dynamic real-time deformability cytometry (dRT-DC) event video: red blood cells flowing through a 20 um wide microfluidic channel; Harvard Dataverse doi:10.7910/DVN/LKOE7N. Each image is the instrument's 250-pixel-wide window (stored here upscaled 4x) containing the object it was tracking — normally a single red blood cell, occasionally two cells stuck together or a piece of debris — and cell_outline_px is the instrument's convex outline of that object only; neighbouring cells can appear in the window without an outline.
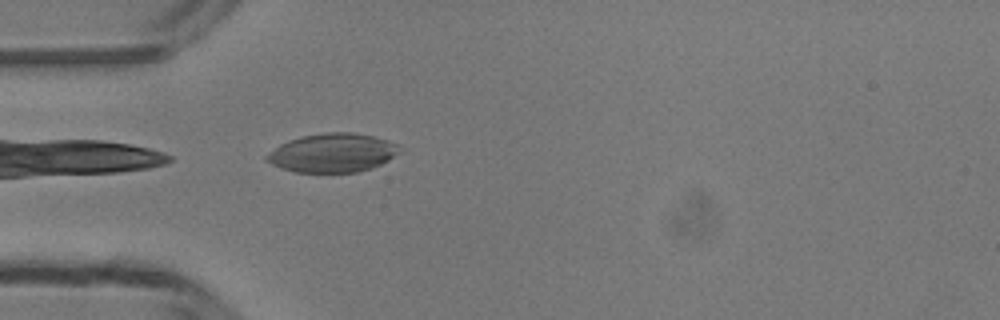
{"species": "common noctule bat (a hibernating species)", "species_latin": "Nyctalus noctula", "temperature_condition": "room temperature", "stored_images_in_passage": 33, "camera_frame_rate_fps": 3000, "um_per_image_px": 0.085, "animal": {"sex": "male", "body_mass_g": 13.3}, "frame": {"image": 1, "passage_image": 1, "time_ms": 0.0, "image_size_px": [1000, 320], "cell_outline_px": [[400, 152], [388, 160], [372, 168], [356, 172], [296, 172], [280, 168], [264, 160], [264, 156], [280, 144], [288, 140], [300, 136], [328, 132], [352, 132], [372, 136], [388, 140], [396, 144]], "centroid_in_image_um": [28.23, 12.99], "position_along_channel_um": 56.8, "area_um2": 30.0}}
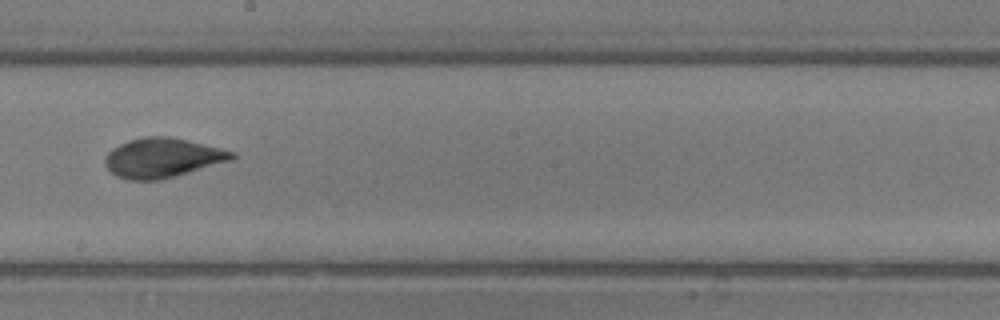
{"frame": {"image": 2, "passage_image": 14, "time_ms": 4.333, "image_size_px": [1000, 320], "cell_outline_px": [[236, 156], [232, 160], [176, 176], [160, 180], [128, 180], [116, 176], [104, 164], [104, 160], [108, 152], [112, 148], [128, 140], [144, 136], [168, 136], [220, 148], [232, 152]], "centroid_in_image_um": [13.77, 13.42], "position_along_channel_um": 234.4, "area_um2": 29.07}}
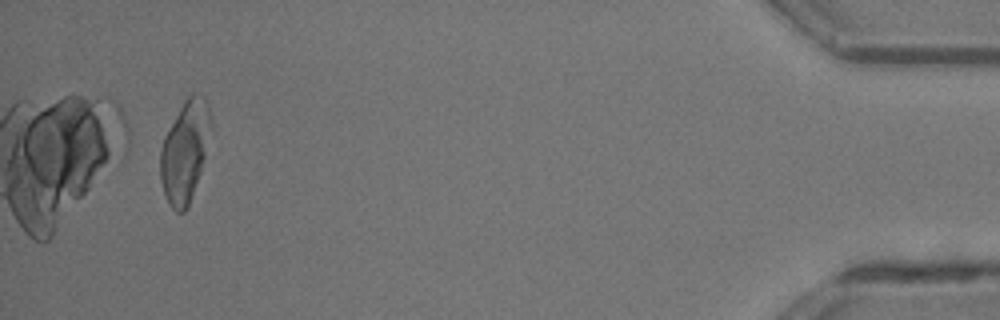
{"frame": {"image": 3, "passage_image": 33, "time_ms": 10.667, "image_size_px": [1000, 320], "cell_outline_px": [[208, 120], [204, 156], [200, 172], [188, 208], [184, 212], [176, 212], [168, 204], [160, 180], [160, 152], [164, 136], [184, 100], [192, 92], [196, 92], [204, 96], [208, 104]], "centroid_in_image_um": [15.65, 12.9], "position_along_channel_um": 419.5, "area_um2": 28.9}, "authors_computed_cell_mechanics": {"area_um2": 28.611, "velocity_mm_per_s": 4.1919, "shape_relaxation_time_tau1_ms": 5.8555, "shape_relaxation_time_tau2_ms": 0.9087, "deformation_change_tau1": 0.0922, "deformation_change_tau2": 0.0383}}